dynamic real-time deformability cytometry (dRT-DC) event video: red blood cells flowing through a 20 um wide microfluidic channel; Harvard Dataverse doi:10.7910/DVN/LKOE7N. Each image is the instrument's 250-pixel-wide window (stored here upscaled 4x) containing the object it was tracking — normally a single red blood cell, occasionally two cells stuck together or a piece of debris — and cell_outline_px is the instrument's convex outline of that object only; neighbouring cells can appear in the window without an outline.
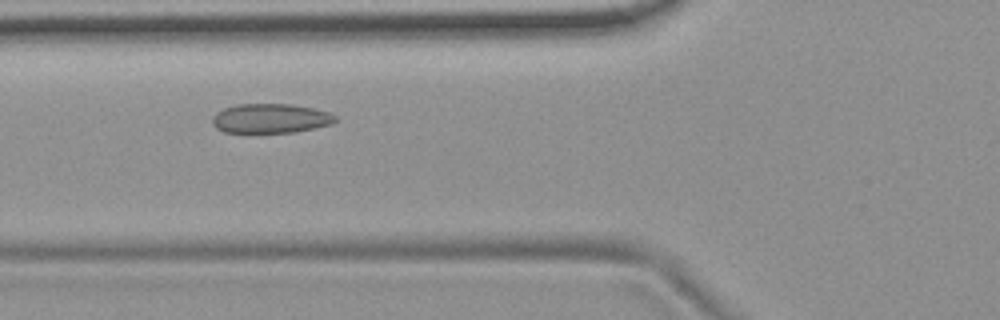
{"species": "common noctule bat (a hibernating species)", "species_latin": "Nyctalus noctula", "temperature_condition": "room temperature", "stored_images_in_passage": 11, "camera_frame_rate_fps": 3000, "um_per_image_px": 0.085, "animal": {"sex": "female", "body_mass_g": 19.9}, "frame": {"image": 1, "passage_image": 4, "time_ms": 1.0, "image_size_px": [1000, 320], "cell_outline_px": [[340, 120], [332, 124], [296, 132], [224, 132], [216, 128], [212, 124], [212, 116], [216, 112], [224, 108], [236, 104], [292, 104], [316, 108], [328, 112], [336, 116]], "centroid_in_image_um": [23.02, 10.06], "position_along_channel_um": 102.8, "area_um2": 21.33}}
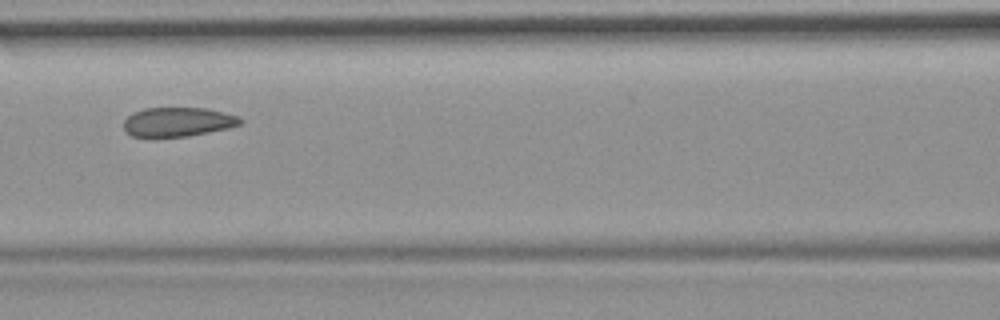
{"frame": {"image": 2, "passage_image": 5, "time_ms": 1.333, "image_size_px": [1000, 320], "cell_outline_px": [[244, 120], [240, 124], [228, 128], [188, 136], [132, 136], [124, 132], [124, 120], [132, 112], [144, 108], [208, 108], [240, 116]], "centroid_in_image_um": [15.13, 10.35], "position_along_channel_um": 151.5, "area_um2": 19.88}}
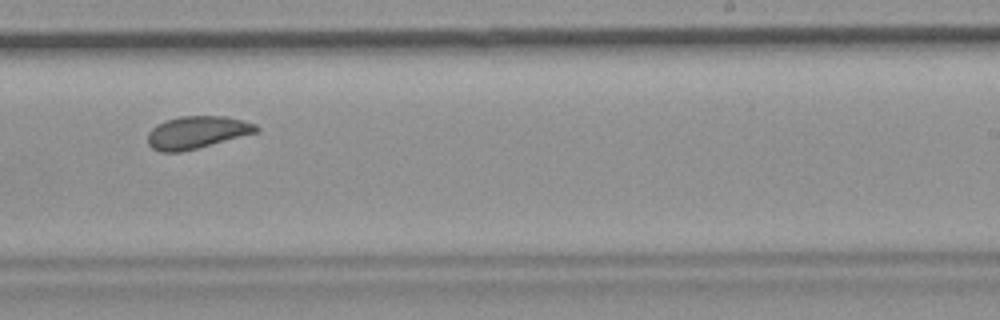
{"frame": {"image": 3, "passage_image": 8, "time_ms": 2.333, "image_size_px": [1000, 320], "cell_outline_px": [[260, 132], [180, 152], [160, 152], [152, 148], [148, 144], [148, 132], [156, 124], [164, 120], [180, 116], [224, 116], [256, 124], [260, 128]], "centroid_in_image_um": [16.73, 11.25], "position_along_channel_um": 272.3, "area_um2": 20.58}}